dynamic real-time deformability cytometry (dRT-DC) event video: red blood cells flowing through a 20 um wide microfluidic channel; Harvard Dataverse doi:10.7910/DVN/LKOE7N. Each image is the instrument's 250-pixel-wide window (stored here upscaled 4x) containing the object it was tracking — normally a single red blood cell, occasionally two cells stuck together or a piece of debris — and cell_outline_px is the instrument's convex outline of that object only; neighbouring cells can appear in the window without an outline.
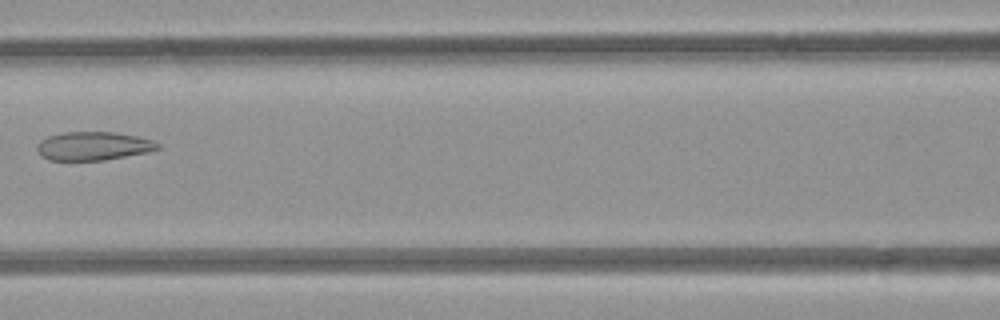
{"species": "common noctule bat (a hibernating species)", "species_latin": "Nyctalus noctula", "temperature_condition": "room temperature", "stored_images_in_passage": 5, "camera_frame_rate_fps": 3000, "um_per_image_px": 0.085, "animal": {"sex": "female", "body_mass_g": 21.9}, "frame": {"image": 1, "passage_image": 4, "time_ms": 3.333, "image_size_px": [1000, 320], "cell_outline_px": [[160, 148], [148, 152], [104, 160], [48, 160], [40, 156], [36, 148], [36, 144], [40, 140], [48, 136], [64, 132], [116, 132], [136, 136], [152, 140], [160, 144]], "centroid_in_image_um": [7.9, 12.41], "position_along_channel_um": 158.7, "area_um2": 20.17}}
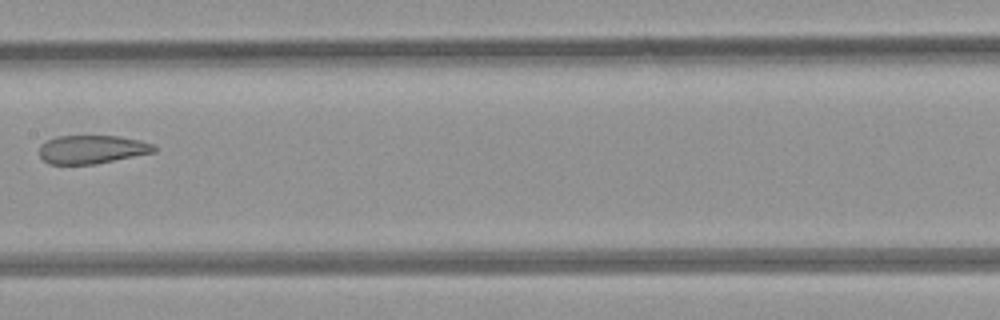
{"frame": {"image": 2, "passage_image": 5, "time_ms": 4.333, "image_size_px": [1000, 320], "cell_outline_px": [[160, 148], [156, 152], [92, 164], [48, 164], [40, 156], [40, 144], [56, 136], [120, 136], [140, 140], [156, 144]], "centroid_in_image_um": [7.87, 12.69], "position_along_channel_um": 199.5, "area_um2": 19.13}}